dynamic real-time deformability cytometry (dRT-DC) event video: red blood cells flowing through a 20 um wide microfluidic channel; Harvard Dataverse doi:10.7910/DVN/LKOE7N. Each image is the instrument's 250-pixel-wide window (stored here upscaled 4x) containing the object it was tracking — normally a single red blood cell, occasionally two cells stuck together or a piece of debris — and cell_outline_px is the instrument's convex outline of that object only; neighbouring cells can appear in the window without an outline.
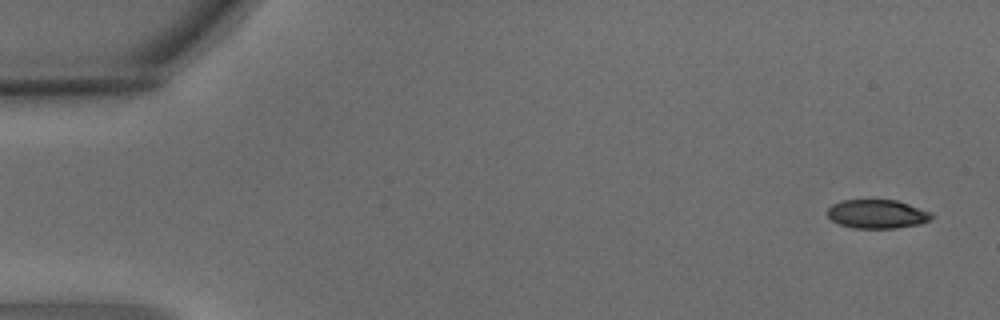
{"species": "common noctule bat (a hibernating species)", "species_latin": "Nyctalus noctula", "temperature_condition": "warm", "stored_images_in_passage": 4, "camera_frame_rate_fps": 3000, "um_per_image_px": 0.085, "animal": {"sex": "male", "body_mass_g": 15.6}, "frame": {"image": 1, "passage_image": 1, "time_ms": 0.0, "image_size_px": [1000, 320], "cell_outline_px": [[936, 216], [932, 220], [920, 224], [896, 228], [852, 228], [840, 224], [832, 220], [828, 216], [828, 208], [832, 204], [840, 200], [896, 200], [932, 212]], "centroid_in_image_um": [74.6, 18.19], "position_along_channel_um": 10.4, "area_um2": 17.63}}
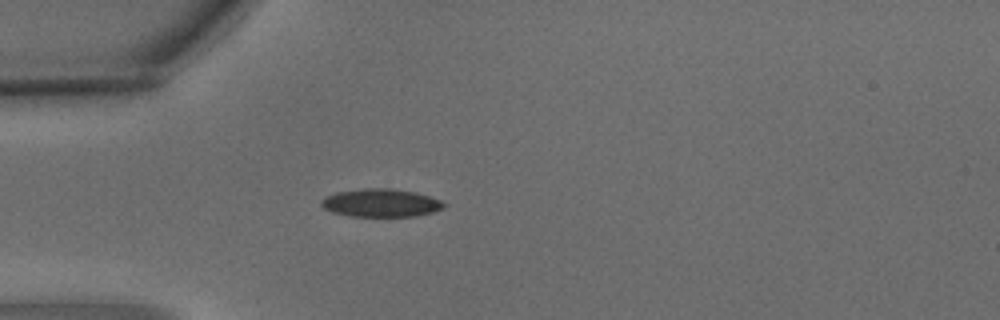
{"frame": {"image": 2, "passage_image": 4, "time_ms": 1.0, "image_size_px": [1000, 320], "cell_outline_px": [[448, 204], [444, 208], [432, 212], [416, 216], [352, 216], [332, 212], [324, 208], [320, 204], [320, 200], [324, 196], [336, 192], [364, 188], [388, 188], [416, 192], [440, 200]], "centroid_in_image_um": [32.36, 17.24], "position_along_channel_um": 52.6, "area_um2": 20.11}}